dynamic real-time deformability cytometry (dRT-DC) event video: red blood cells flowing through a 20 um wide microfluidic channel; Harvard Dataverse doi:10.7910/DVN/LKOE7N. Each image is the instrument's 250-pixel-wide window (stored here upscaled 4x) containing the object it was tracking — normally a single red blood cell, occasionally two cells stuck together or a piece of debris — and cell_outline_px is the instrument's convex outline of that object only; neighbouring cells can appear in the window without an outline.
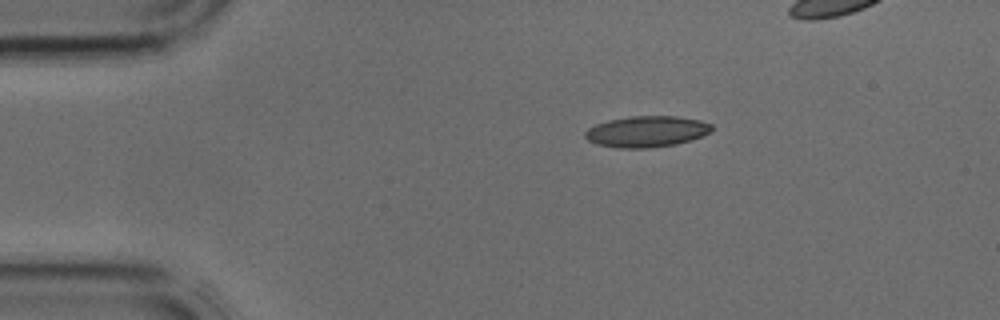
{"species": "common noctule bat (a hibernating species)", "species_latin": "Nyctalus noctula", "temperature_condition": "cold", "stored_images_in_passage": 4, "camera_frame_rate_fps": 3000, "um_per_image_px": 0.085, "animal": {"sex": "male", "body_mass_g": 17.9, "forearm_length_mm": 54.2}, "frame": {"image": 1, "passage_image": 2, "time_ms": 0.333, "image_size_px": [1000, 320], "cell_outline_px": [[712, 132], [676, 144], [648, 148], [620, 148], [596, 144], [588, 140], [584, 136], [584, 132], [588, 128], [596, 124], [608, 120], [632, 116], [676, 116], [700, 120], [712, 124]], "centroid_in_image_um": [54.94, 11.17], "position_along_channel_um": 30.1, "area_um2": 22.89}}